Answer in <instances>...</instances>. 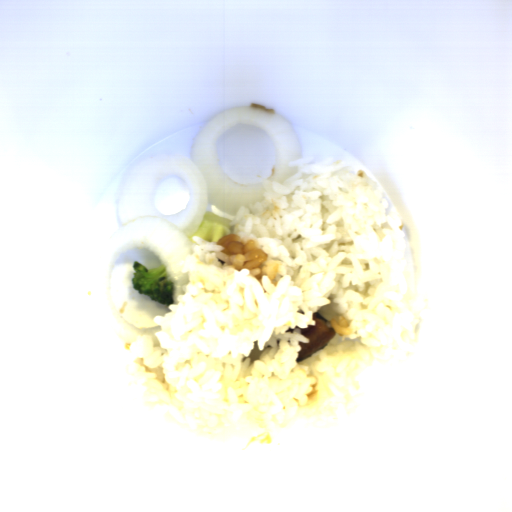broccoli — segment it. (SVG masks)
I'll use <instances>...</instances> for the list:
<instances>
[{
	"mask_svg": "<svg viewBox=\"0 0 512 512\" xmlns=\"http://www.w3.org/2000/svg\"><path fill=\"white\" fill-rule=\"evenodd\" d=\"M132 268L135 269L131 279L134 290L163 305L176 304L173 299L175 281L168 279L166 265L147 268L136 261Z\"/></svg>",
	"mask_w": 512,
	"mask_h": 512,
	"instance_id": "obj_1",
	"label": "broccoli"
},
{
	"mask_svg": "<svg viewBox=\"0 0 512 512\" xmlns=\"http://www.w3.org/2000/svg\"><path fill=\"white\" fill-rule=\"evenodd\" d=\"M232 220L211 210H206L198 227L188 238L193 245L198 243L192 237H199L210 242L219 241L224 236L233 235V226H229Z\"/></svg>",
	"mask_w": 512,
	"mask_h": 512,
	"instance_id": "obj_2",
	"label": "broccoli"
}]
</instances>
